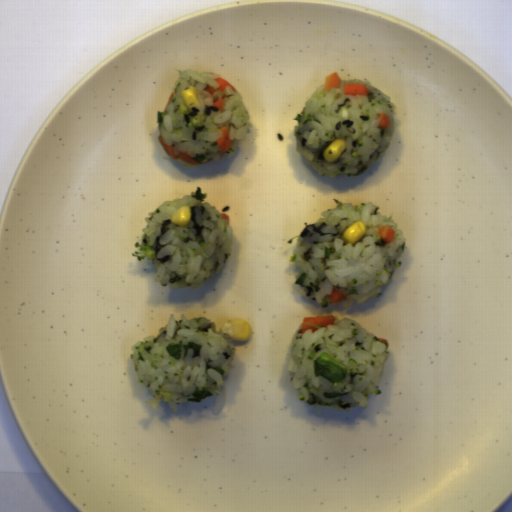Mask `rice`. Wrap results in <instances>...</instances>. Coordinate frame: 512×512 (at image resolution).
Segmentation results:
<instances>
[{
	"mask_svg": "<svg viewBox=\"0 0 512 512\" xmlns=\"http://www.w3.org/2000/svg\"><path fill=\"white\" fill-rule=\"evenodd\" d=\"M335 208L320 213L319 218L309 223L304 221L301 233L286 242H295L285 263L295 264L297 271L286 275L287 284L300 296L316 301L322 308L334 303L329 300L333 290H339L346 298L343 308L365 304L370 297L380 298L382 288L391 284L395 270L402 265L399 260L407 248V238L398 228L393 213L382 214L380 206L368 202L354 205L332 198ZM366 223L365 237L352 245L341 238L344 230L355 221ZM388 225L395 228L393 242L385 243L379 238L378 227Z\"/></svg>",
	"mask_w": 512,
	"mask_h": 512,
	"instance_id": "1",
	"label": "rice"
},
{
	"mask_svg": "<svg viewBox=\"0 0 512 512\" xmlns=\"http://www.w3.org/2000/svg\"><path fill=\"white\" fill-rule=\"evenodd\" d=\"M365 84L369 95H343V84ZM325 82L305 102L293 120L296 139L295 151L308 165L325 178L344 175L348 178L363 175L372 165L381 161L391 148L396 134L397 107L392 97L368 79H341L339 87L324 90ZM378 114H388V130L378 128ZM336 138H344L346 150L335 163L325 162L322 152Z\"/></svg>",
	"mask_w": 512,
	"mask_h": 512,
	"instance_id": "2",
	"label": "rice"
},
{
	"mask_svg": "<svg viewBox=\"0 0 512 512\" xmlns=\"http://www.w3.org/2000/svg\"><path fill=\"white\" fill-rule=\"evenodd\" d=\"M188 341L202 343L196 352L189 349L187 357L176 360L165 346ZM128 358L138 375L137 385H144L153 398L146 404L157 410L161 401L167 402L174 413L184 403H201L215 395V387L224 386V377L230 372L229 364L238 353L234 340L217 332L211 318L201 316L188 319L181 314L179 320L171 313L157 335L150 334L130 346Z\"/></svg>",
	"mask_w": 512,
	"mask_h": 512,
	"instance_id": "3",
	"label": "rice"
},
{
	"mask_svg": "<svg viewBox=\"0 0 512 512\" xmlns=\"http://www.w3.org/2000/svg\"><path fill=\"white\" fill-rule=\"evenodd\" d=\"M207 196L200 185L182 198L158 204L144 217L147 225L141 228L140 243L134 242L138 249L131 254L138 262L150 260L156 270L154 282L162 288L197 290L222 272L232 254L233 228L216 205L205 201ZM181 205H189L192 212L186 227L169 219Z\"/></svg>",
	"mask_w": 512,
	"mask_h": 512,
	"instance_id": "4",
	"label": "rice"
},
{
	"mask_svg": "<svg viewBox=\"0 0 512 512\" xmlns=\"http://www.w3.org/2000/svg\"><path fill=\"white\" fill-rule=\"evenodd\" d=\"M302 333L300 326L293 336L286 371L291 375V386L299 390L298 401L311 406L334 408L352 413L351 408H367L368 395L379 396L385 362L391 355L389 345L356 320L345 317L324 327L309 321ZM331 354L348 370L341 382L331 383L322 374L314 377L313 361L321 352Z\"/></svg>",
	"mask_w": 512,
	"mask_h": 512,
	"instance_id": "5",
	"label": "rice"
},
{
	"mask_svg": "<svg viewBox=\"0 0 512 512\" xmlns=\"http://www.w3.org/2000/svg\"><path fill=\"white\" fill-rule=\"evenodd\" d=\"M173 84L175 94L165 107V111H156L157 134L167 146L173 145V152L178 156L179 152L190 156L199 164H189L180 157L177 162L183 167L191 168L203 165L210 160L220 161L227 154L231 158L236 153L234 140L239 141L244 138L248 129H252L253 124L249 120L251 115L244 104L239 91L233 90L229 84L225 85L224 91L219 90L211 94L205 90L207 86L214 90L221 87L218 74L204 70L203 72L185 69L180 71ZM195 86L199 91L203 101L205 111L198 114L197 107H191V111L186 108L182 98L181 91L188 87ZM222 98L225 102L222 111L215 109L213 102L217 98ZM229 127V138L232 144L227 153H222L216 143L220 139V128Z\"/></svg>",
	"mask_w": 512,
	"mask_h": 512,
	"instance_id": "6",
	"label": "rice"
}]
</instances>
